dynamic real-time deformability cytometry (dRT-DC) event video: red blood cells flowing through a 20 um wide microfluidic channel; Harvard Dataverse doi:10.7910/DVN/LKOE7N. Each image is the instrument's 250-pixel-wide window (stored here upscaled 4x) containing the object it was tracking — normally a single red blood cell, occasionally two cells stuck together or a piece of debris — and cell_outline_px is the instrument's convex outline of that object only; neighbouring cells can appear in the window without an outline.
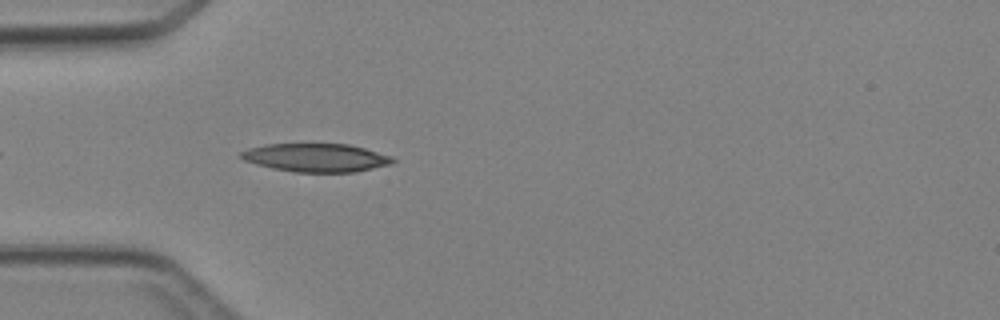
{"species": "Egyptian fruit bat (a non-hibernating species)", "species_latin": "Rousettus aegyptiacus", "temperature_condition": "cold", "stored_images_in_passage": 23, "camera_frame_rate_fps": 3000, "um_per_image_px": 0.085, "animal": {"sex": "female"}, "frame": {"image": 1, "passage_image": 3, "time_ms": 0.667, "image_size_px": [1000, 320], "cell_outline_px": [[396, 160], [392, 164], [356, 172], [292, 172], [272, 168], [256, 164], [244, 160], [236, 156], [240, 152], [248, 148], [264, 144], [348, 144], [364, 148], [392, 156]], "centroid_in_image_um": [26.84, 13.4], "position_along_channel_um": 58.2, "area_um2": 25.26}}
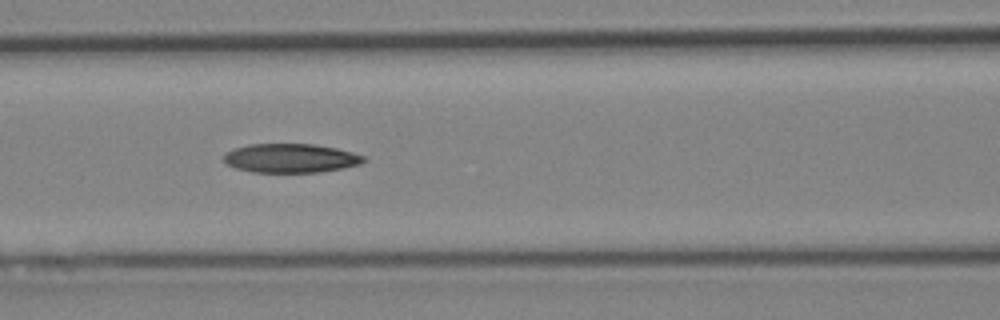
{"frame": {"image": 2, "passage_image": 9, "time_ms": 2.667, "image_size_px": [1000, 320], "cell_outline_px": [[368, 160], [360, 164], [344, 168], [320, 172], [252, 172], [236, 168], [228, 164], [224, 160], [224, 152], [248, 144], [312, 144], [336, 148], [352, 152], [364, 156]], "centroid_in_image_um": [24.73, 13.44], "position_along_channel_um": 141.9, "area_um2": 23.64}}
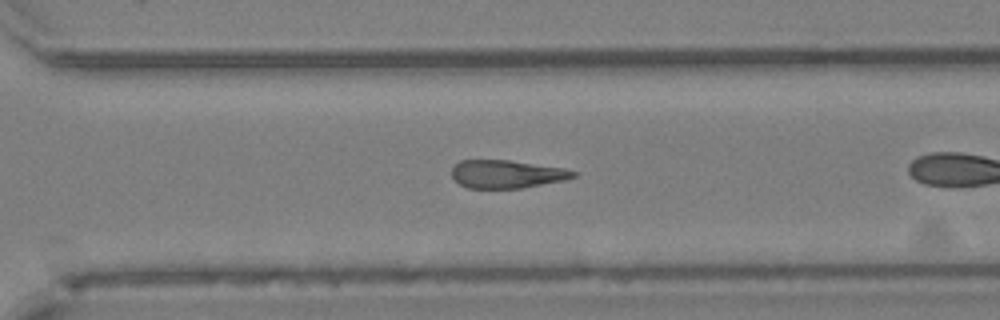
{"frame": {"image": 3, "passage_image": 19, "time_ms": 6.0, "image_size_px": [1000, 320], "cell_outline_px": [[576, 176], [564, 180], [520, 188], [468, 188], [452, 180], [452, 168], [460, 160], [508, 160], [564, 168], [576, 172]], "centroid_in_image_um": [43.03, 14.8], "position_along_channel_um": 327.6, "area_um2": 19.77}}